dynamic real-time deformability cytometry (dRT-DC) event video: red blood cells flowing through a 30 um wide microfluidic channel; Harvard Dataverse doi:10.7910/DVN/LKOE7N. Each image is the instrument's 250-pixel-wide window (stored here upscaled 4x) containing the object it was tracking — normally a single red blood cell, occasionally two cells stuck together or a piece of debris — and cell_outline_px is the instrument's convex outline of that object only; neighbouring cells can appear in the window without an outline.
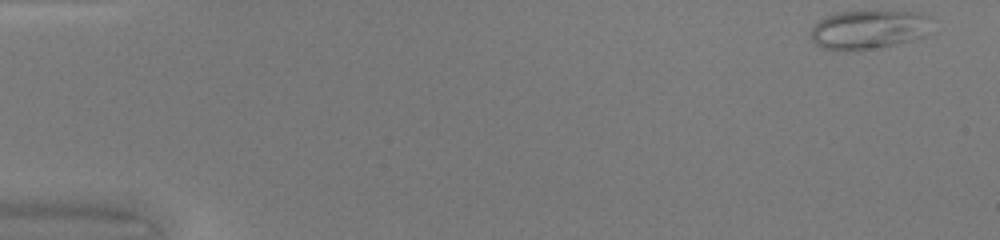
{"species": "common noctule bat (a hibernating species)", "species_latin": "Nyctalus noctula", "temperature_condition": "warm", "stored_images_in_passage": 46, "camera_frame_rate_fps": 3000, "um_per_image_px": 0.085, "animal": {"sex": "female", "body_mass_g": 20.0, "forearm_length_mm": 54.0}, "frame": {"image": 1, "passage_image": 1, "time_ms": 0.0, "image_size_px": [1000, 240], "cell_outline_px": [[936, 32], [928, 36], [896, 44], [844, 52], [824, 48], [816, 44], [812, 40], [812, 28], [820, 20], [836, 12], [920, 12], [932, 16]], "centroid_in_image_um": [74.0, 2.52], "position_along_channel_um": 11.0, "area_um2": 27.92}}
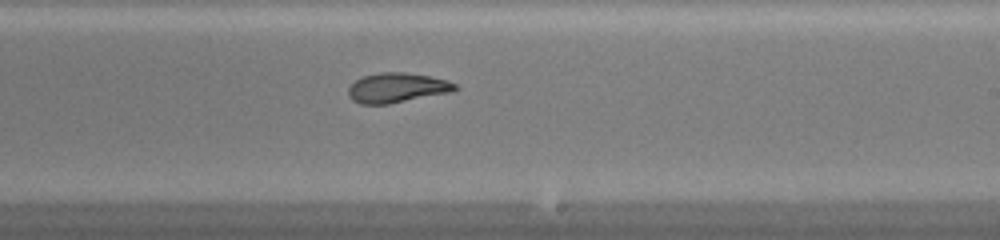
{"frame": {"image": 2, "passage_image": 28, "time_ms": 9.0, "image_size_px": [1000, 240], "cell_outline_px": [[460, 88], [452, 92], [388, 104], [360, 104], [352, 100], [348, 96], [348, 88], [356, 80], [364, 76], [380, 72], [404, 72], [432, 76], [448, 80], [456, 84]], "centroid_in_image_um": [33.77, 7.46], "position_along_channel_um": 255.2, "area_um2": 18.67}}
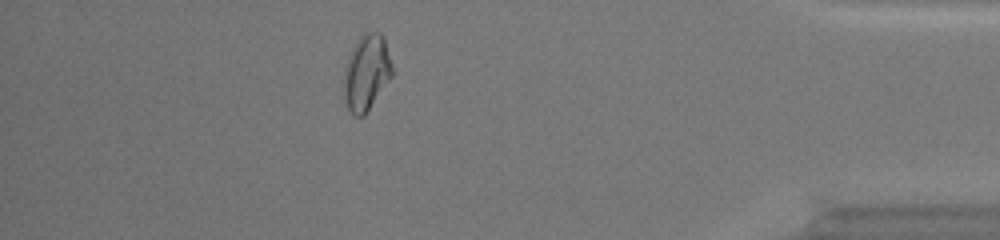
{"frame": {"image": 3, "passage_image": 41, "time_ms": 13.333, "image_size_px": [1000, 240], "cell_outline_px": [[392, 76], [364, 116], [356, 116], [348, 108], [344, 100], [344, 68], [352, 48], [360, 36], [364, 32], [380, 32], [384, 36], [392, 68]], "centroid_in_image_um": [31.14, 6.15], "position_along_channel_um": 404.1, "area_um2": 21.15}, "authors_computed_cell_mechanics": {"area_um2": 20.6057, "velocity_mm_per_s": 4.3618, "shape_relaxation_time_tau1_ms": null, "shape_relaxation_time_tau2_ms": 1.4589, "deformation_change_tau1": null, "deformation_change_tau2": 0.0676}}